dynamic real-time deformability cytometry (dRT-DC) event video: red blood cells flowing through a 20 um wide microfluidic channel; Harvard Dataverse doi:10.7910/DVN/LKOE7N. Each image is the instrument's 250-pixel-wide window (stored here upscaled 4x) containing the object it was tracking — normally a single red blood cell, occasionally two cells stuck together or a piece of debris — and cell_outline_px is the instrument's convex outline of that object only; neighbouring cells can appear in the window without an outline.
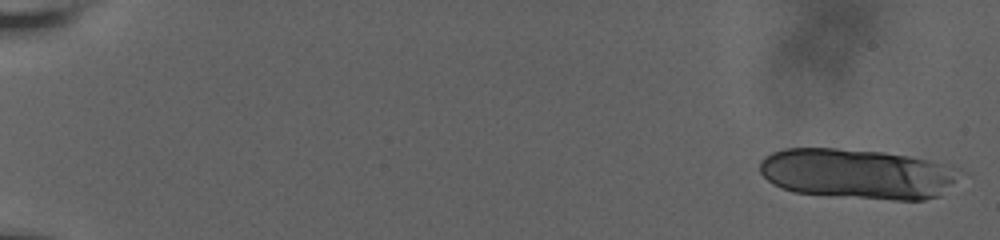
{"species": "human", "species_latin": "Homo sapiens", "temperature_condition": "room temperature", "stored_images_in_passage": 12, "camera_frame_rate_fps": 3000, "um_per_image_px": 0.085, "donor": {"sex": "male"}, "frame": {"image": 1, "passage_image": 1, "time_ms": 0.0, "image_size_px": [1000, 240], "cell_outline_px": [[968, 172], [940, 196], [924, 200], [892, 200], [796, 192], [772, 184], [760, 172], [760, 160], [764, 156], [772, 152], [784, 148], [836, 148], [884, 152], [908, 156], [960, 168]], "centroid_in_image_um": [72.95, 14.77], "position_along_channel_um": 12.0, "area_um2": 58.84}}